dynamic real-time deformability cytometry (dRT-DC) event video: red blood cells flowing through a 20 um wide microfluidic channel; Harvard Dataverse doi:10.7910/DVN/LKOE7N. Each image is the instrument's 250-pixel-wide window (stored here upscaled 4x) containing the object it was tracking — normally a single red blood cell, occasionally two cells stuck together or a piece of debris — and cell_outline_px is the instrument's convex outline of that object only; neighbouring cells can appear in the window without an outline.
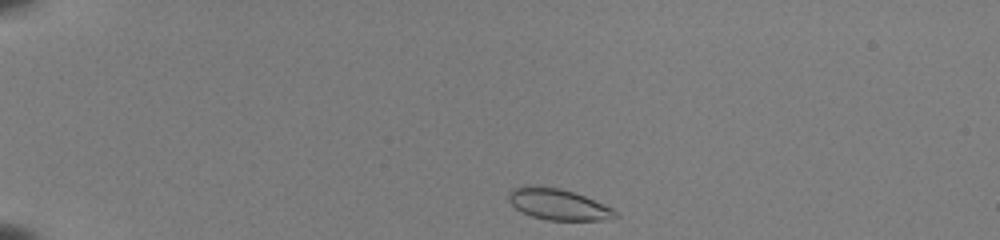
{"species": "common noctule bat (a hibernating species)", "species_latin": "Nyctalus noctula", "temperature_condition": "room temperature", "stored_images_in_passage": 41, "camera_frame_rate_fps": 3000, "um_per_image_px": 0.085, "animal": {"sex": "female", "body_mass_g": 22.0, "forearm_length_mm": 56.7}, "frame": {"image": 1, "passage_image": 1, "time_ms": 0.0, "image_size_px": [1000, 240], "cell_outline_px": [[620, 216], [604, 220], [548, 220], [532, 216], [516, 208], [508, 200], [508, 192], [512, 188], [524, 184], [528, 184], [560, 188], [584, 196], [604, 204], [612, 208]], "centroid_in_image_um": [47.41, 17.35], "position_along_channel_um": 37.6, "area_um2": 19.42}}
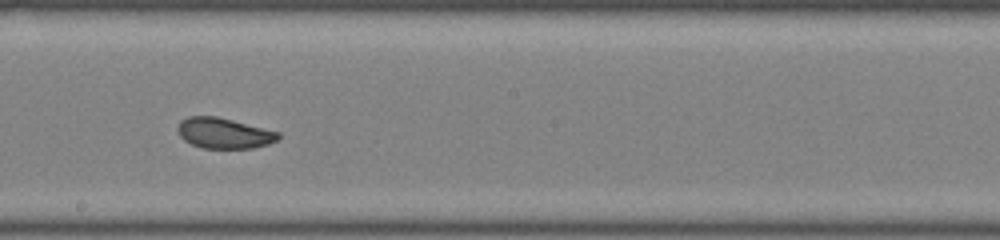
{"frame": {"image": 2, "passage_image": 21, "time_ms": 6.667, "image_size_px": [1000, 240], "cell_outline_px": [[280, 136], [276, 140], [268, 144], [252, 148], [200, 148], [184, 140], [180, 136], [176, 128], [180, 120], [188, 116], [216, 116], [280, 132]], "centroid_in_image_um": [19.0, 11.31], "position_along_channel_um": 229.2, "area_um2": 17.92}}
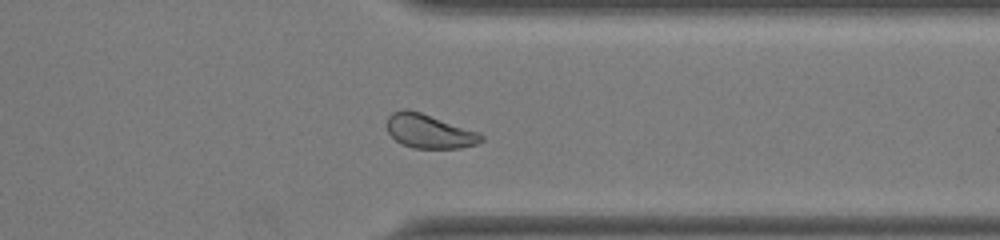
{"frame": {"image": 3, "passage_image": 32, "time_ms": 10.333, "image_size_px": [1000, 240], "cell_outline_px": [[484, 140], [476, 144], [460, 148], [412, 148], [400, 144], [388, 132], [388, 116], [392, 112], [400, 108], [408, 108], [480, 132], [484, 136]], "centroid_in_image_um": [36.49, 11.15], "position_along_channel_um": 374.9, "area_um2": 18.84}, "authors_computed_cell_mechanics": {"area_um2": 19.074, "velocity_mm_per_s": 3.9533, "shape_relaxation_time_tau1_ms": 10.9996, "shape_relaxation_time_tau2_ms": 0.8177, "deformation_change_tau1": 0.2015, "deformation_change_tau2": 0.0555}}